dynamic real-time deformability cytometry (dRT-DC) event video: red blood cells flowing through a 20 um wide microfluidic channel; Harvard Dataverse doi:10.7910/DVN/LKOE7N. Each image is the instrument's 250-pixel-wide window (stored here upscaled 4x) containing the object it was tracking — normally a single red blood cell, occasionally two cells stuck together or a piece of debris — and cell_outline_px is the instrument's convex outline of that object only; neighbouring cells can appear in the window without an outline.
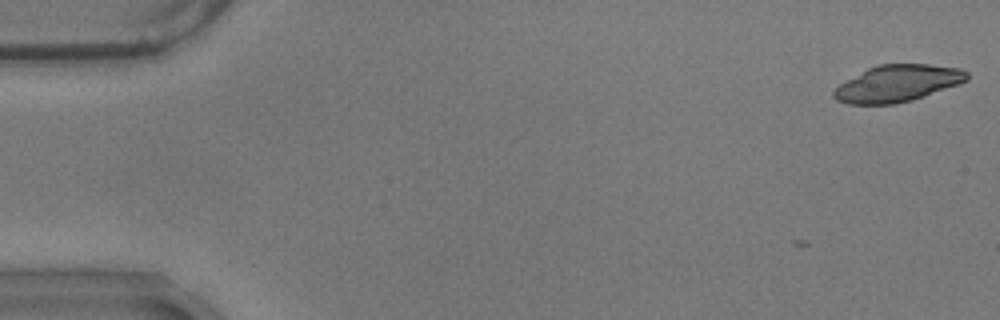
{"species": "common noctule bat (a hibernating species)", "species_latin": "Nyctalus noctula", "temperature_condition": "warm", "stored_images_in_passage": 9, "camera_frame_rate_fps": 3000, "um_per_image_px": 0.085, "animal": {"sex": "male", "body_mass_g": 17.9}, "frame": {"image": 1, "passage_image": 1, "time_ms": 0.0, "image_size_px": [1000, 320], "cell_outline_px": [[968, 80], [924, 96], [912, 100], [896, 104], [848, 104], [836, 100], [832, 96], [832, 92], [840, 84], [868, 68], [876, 64], [928, 64], [960, 68], [968, 72]], "centroid_in_image_um": [76.27, 7.09], "position_along_channel_um": 8.7, "area_um2": 28.38}}